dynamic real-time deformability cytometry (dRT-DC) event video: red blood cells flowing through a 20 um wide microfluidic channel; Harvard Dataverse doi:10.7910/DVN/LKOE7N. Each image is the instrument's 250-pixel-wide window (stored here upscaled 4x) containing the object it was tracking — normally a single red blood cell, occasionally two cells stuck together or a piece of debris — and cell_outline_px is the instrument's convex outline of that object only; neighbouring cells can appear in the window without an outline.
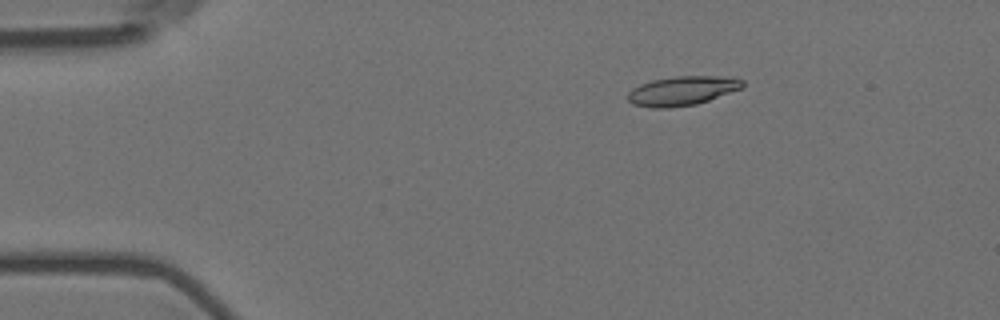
{"species": "Egyptian fruit bat (a non-hibernating species)", "species_latin": "Rousettus aegyptiacus", "temperature_condition": "room temperature", "stored_images_in_passage": 42, "camera_frame_rate_fps": 3000, "um_per_image_px": 0.085, "animal": {"sex": "female"}, "frame": {"image": 1, "passage_image": 1, "time_ms": 0.0, "image_size_px": [1000, 320], "cell_outline_px": [[744, 88], [696, 104], [668, 108], [652, 108], [632, 104], [628, 100], [628, 92], [632, 88], [640, 84], [652, 80], [676, 76], [732, 76], [744, 80]], "centroid_in_image_um": [58.02, 7.71], "position_along_channel_um": 27.0, "area_um2": 19.77}}
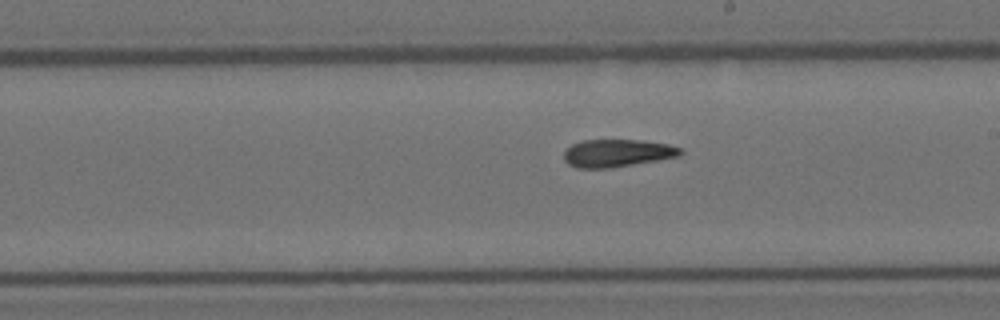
{"frame": {"image": 2, "passage_image": 24, "time_ms": 7.667, "image_size_px": [1000, 320], "cell_outline_px": [[684, 152], [680, 156], [612, 168], [576, 168], [568, 164], [564, 160], [564, 152], [572, 144], [584, 140], [644, 140], [668, 144], [680, 148]], "centroid_in_image_um": [52.47, 13.02], "position_along_channel_um": 236.5, "area_um2": 18.84}}
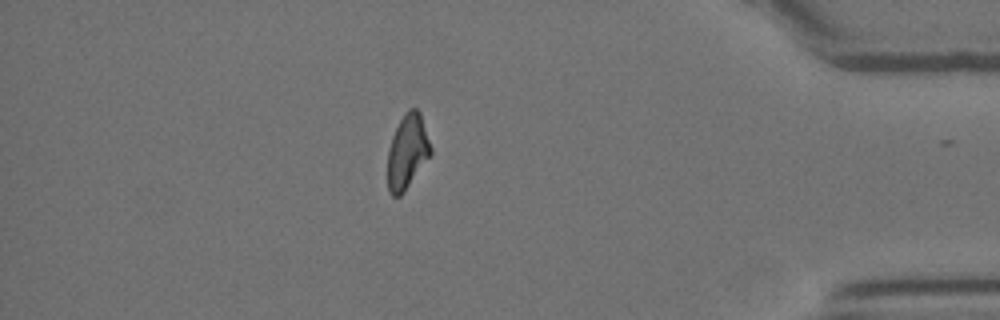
{"frame": {"image": 3, "passage_image": 41, "time_ms": 13.333, "image_size_px": [1000, 320], "cell_outline_px": [[432, 152], [404, 192], [400, 196], [392, 196], [388, 192], [388, 148], [392, 136], [404, 112], [408, 108], [416, 108], [420, 112], [432, 148]], "centroid_in_image_um": [34.61, 12.88], "position_along_channel_um": 400.6, "area_um2": 18.61}, "authors_computed_cell_mechanics": {"area_um2": 19.2474, "velocity_mm_per_s": 3.5687, "shape_relaxation_time_tau1_ms": null, "shape_relaxation_time_tau2_ms": 7.8039, "deformation_change_tau1": null, "deformation_change_tau2": 0.179}}